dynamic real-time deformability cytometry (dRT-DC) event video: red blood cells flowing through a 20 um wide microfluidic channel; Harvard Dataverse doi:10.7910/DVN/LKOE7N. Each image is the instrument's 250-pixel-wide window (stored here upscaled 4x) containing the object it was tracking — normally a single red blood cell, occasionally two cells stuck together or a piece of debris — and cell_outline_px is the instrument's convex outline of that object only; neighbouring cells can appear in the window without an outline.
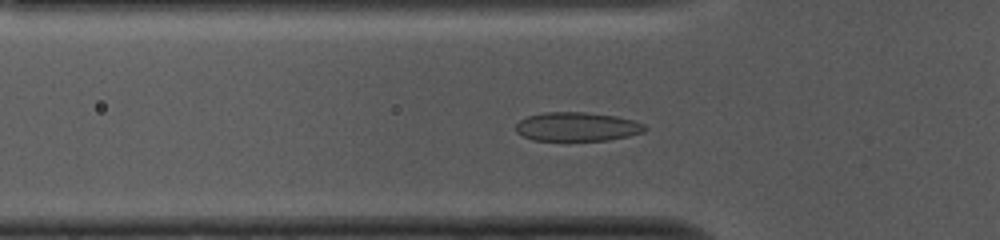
{"species": "common noctule bat (a hibernating species)", "species_latin": "Nyctalus noctula", "temperature_condition": "cold", "stored_images_in_passage": 52, "camera_frame_rate_fps": 3000, "um_per_image_px": 0.085, "animal": {"sex": "female", "body_mass_g": 10.0, "forearm_length_mm": 53.1}, "frame": {"image": 1, "passage_image": 16, "time_ms": 5.0, "image_size_px": [1000, 240], "cell_outline_px": [[648, 128], [644, 132], [628, 136], [608, 140], [532, 140], [516, 132], [516, 124], [520, 120], [528, 116], [544, 112], [584, 112], [616, 116], [636, 120], [644, 124]], "centroid_in_image_um": [49.08, 10.76], "position_along_channel_um": 76.7, "area_um2": 21.79}}
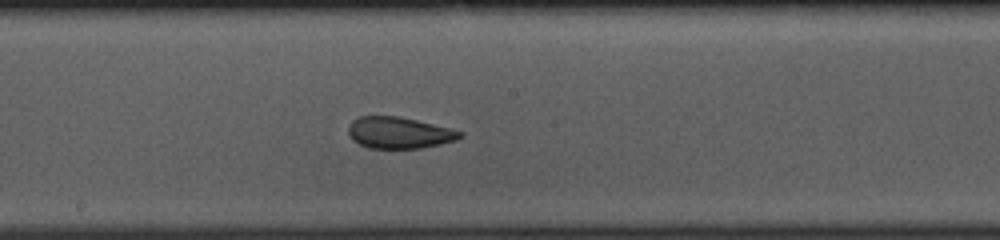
{"frame": {"image": 2, "passage_image": 27, "time_ms": 8.667, "image_size_px": [1000, 240], "cell_outline_px": [[464, 136], [456, 140], [440, 144], [420, 148], [368, 148], [352, 140], [348, 132], [348, 128], [352, 120], [360, 116], [396, 116], [416, 120], [464, 132]], "centroid_in_image_um": [33.91, 11.29], "position_along_channel_um": 214.3, "area_um2": 20.35}}
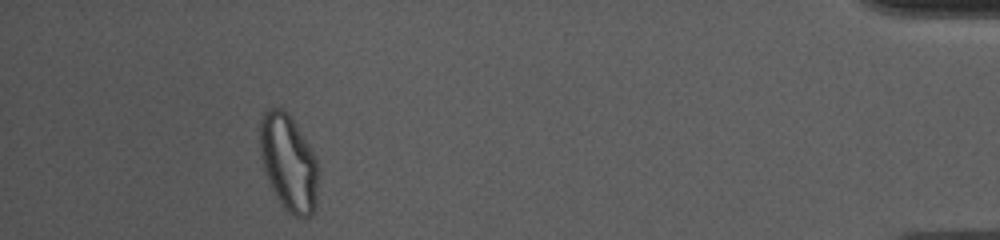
{"frame": {"image": 3, "passage_image": 48, "time_ms": 15.667, "image_size_px": [1000, 240], "cell_outline_px": [[316, 208], [312, 216], [296, 216], [288, 212], [284, 208], [272, 188], [264, 168], [260, 148], [260, 116], [268, 108], [280, 108], [288, 112], [308, 144], [316, 160]], "centroid_in_image_um": [24.51, 13.8], "position_along_channel_um": 410.7, "area_um2": 32.08}, "authors_computed_cell_mechanics": {"area_um2": 22.4842, "velocity_mm_per_s": 3.7284, "shape_relaxation_time_tau1_ms": null, "shape_relaxation_time_tau2_ms": 1.7991, "deformation_change_tau1": null, "deformation_change_tau2": 0.0568}}